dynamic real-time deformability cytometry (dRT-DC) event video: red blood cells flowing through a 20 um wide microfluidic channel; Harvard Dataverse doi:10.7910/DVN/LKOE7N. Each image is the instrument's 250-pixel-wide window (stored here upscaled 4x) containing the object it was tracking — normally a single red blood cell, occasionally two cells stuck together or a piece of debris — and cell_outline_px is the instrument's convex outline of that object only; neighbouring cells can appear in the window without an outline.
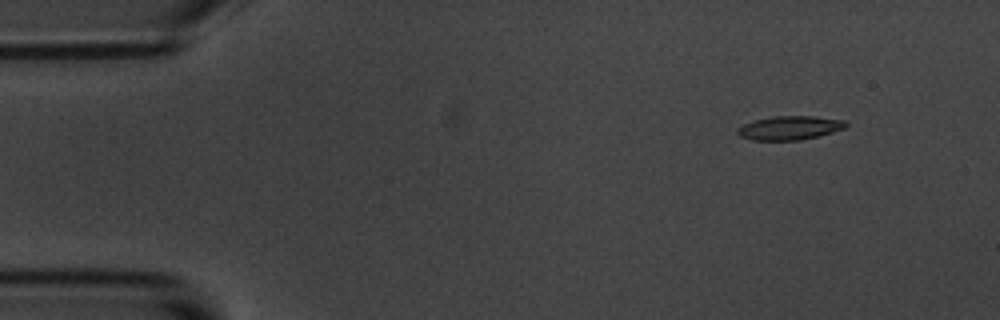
{"species": "common noctule bat (a hibernating species)", "species_latin": "Nyctalus noctula", "temperature_condition": "room temperature", "stored_images_in_passage": 52, "camera_frame_rate_fps": 3000, "um_per_image_px": 0.085, "animal": {"sex": "male", "body_mass_g": 20.1, "forearm_length_mm": 53.5}, "frame": {"image": 1, "passage_image": 1, "time_ms": 0.0, "image_size_px": [1000, 320], "cell_outline_px": [[848, 124], [844, 128], [820, 136], [800, 140], [752, 140], [740, 136], [736, 132], [736, 128], [744, 124], [756, 120], [772, 116], [816, 116], [844, 120]], "centroid_in_image_um": [67.12, 10.87], "position_along_channel_um": 17.9, "area_um2": 15.09}}
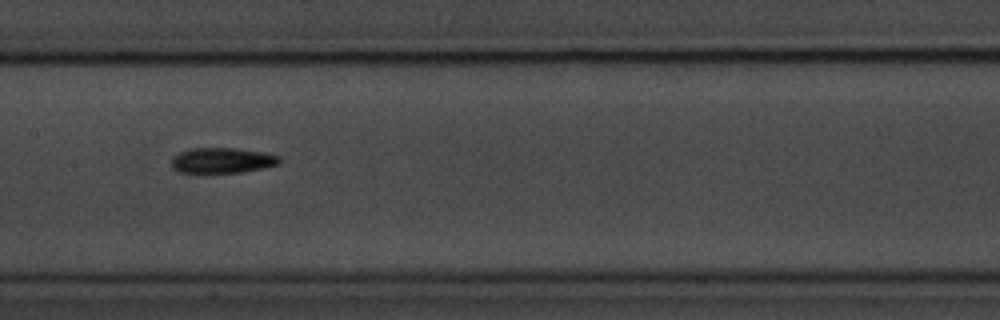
{"frame": {"image": 2, "passage_image": 23, "time_ms": 7.333, "image_size_px": [1000, 320], "cell_outline_px": [[280, 164], [240, 172], [180, 172], [172, 168], [172, 156], [188, 148], [232, 148], [264, 152], [280, 156]], "centroid_in_image_um": [18.87, 13.62], "position_along_channel_um": 188.5, "area_um2": 15.84}}
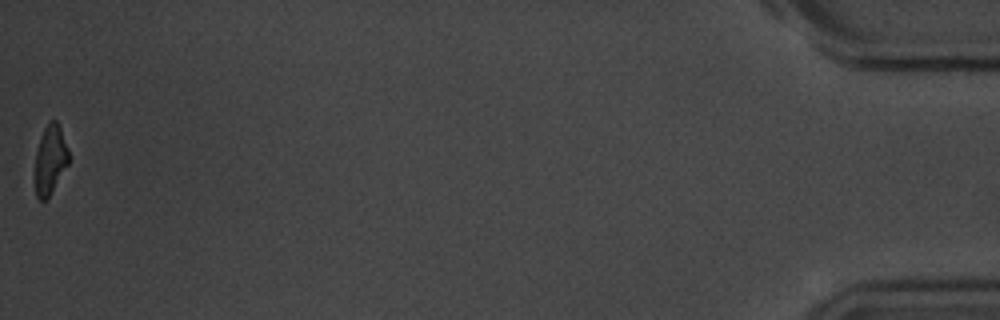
{"frame": {"image": 3, "passage_image": 52, "time_ms": 17.0, "image_size_px": [1000, 320], "cell_outline_px": [[68, 164], [48, 200], [40, 200], [36, 196], [36, 152], [40, 136], [48, 120], [56, 120], [60, 128], [68, 148]], "centroid_in_image_um": [4.27, 13.57], "position_along_channel_um": 430.9, "area_um2": 13.53}, "authors_computed_cell_mechanics": {"area_um2": 15.317, "velocity_mm_per_s": 3.5247, "shape_relaxation_time_tau1_ms": 2.5153, "shape_relaxation_time_tau2_ms": 2.8022, "deformation_change_tau1": 0.1293, "deformation_change_tau2": 0.1032}}